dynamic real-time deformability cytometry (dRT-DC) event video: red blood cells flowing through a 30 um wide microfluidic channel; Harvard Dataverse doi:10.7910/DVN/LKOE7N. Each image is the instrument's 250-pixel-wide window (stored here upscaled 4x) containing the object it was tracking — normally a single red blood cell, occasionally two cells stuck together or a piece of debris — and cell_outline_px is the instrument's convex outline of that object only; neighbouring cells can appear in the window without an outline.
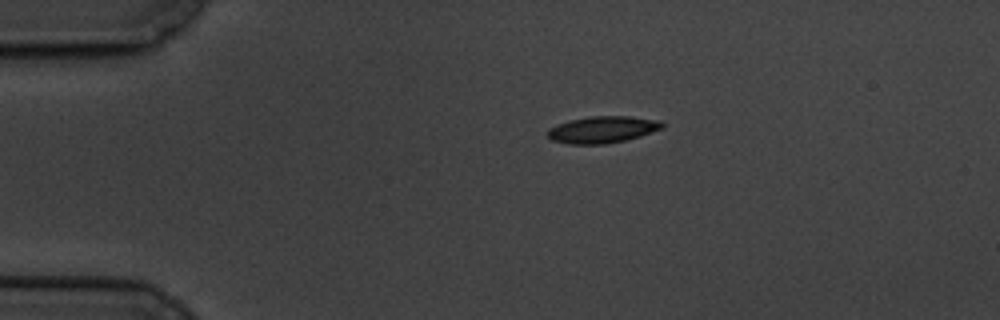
{"species": "common noctule bat (a hibernating species)", "species_latin": "Nyctalus noctula", "temperature_condition": "cold", "stored_images_in_passage": 6, "camera_frame_rate_fps": 3000, "um_per_image_px": 0.085, "animal": {"sex": "male", "body_mass_g": 19.5, "forearm_length_mm": 54.6}, "frame": {"image": 1, "passage_image": 1, "time_ms": 0.0, "image_size_px": [1000, 320], "cell_outline_px": [[664, 128], [640, 136], [624, 140], [604, 144], [568, 144], [552, 140], [548, 136], [548, 128], [556, 124], [568, 120], [592, 116], [628, 116], [660, 120], [664, 124]], "centroid_in_image_um": [51.21, 11.01], "position_along_channel_um": 33.8, "area_um2": 17.92}}
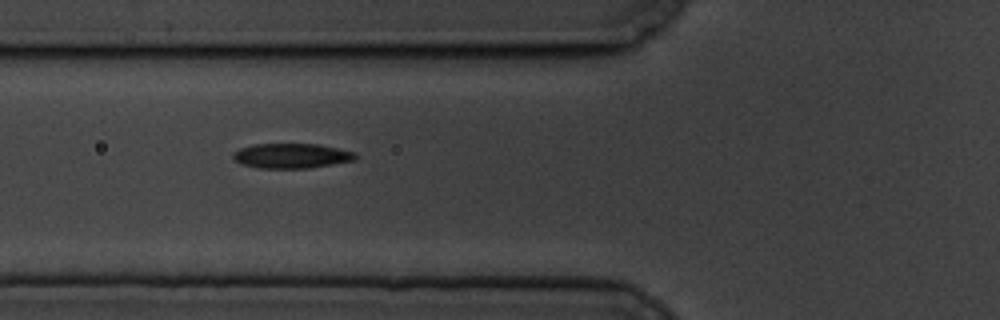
{"frame": {"image": 2, "passage_image": 4, "time_ms": 3.333, "image_size_px": [1000, 320], "cell_outline_px": [[356, 160], [308, 168], [256, 168], [240, 164], [232, 156], [240, 148], [252, 144], [320, 144], [356, 152]], "centroid_in_image_um": [24.79, 13.24], "position_along_channel_um": 101.0, "area_um2": 17.74}}
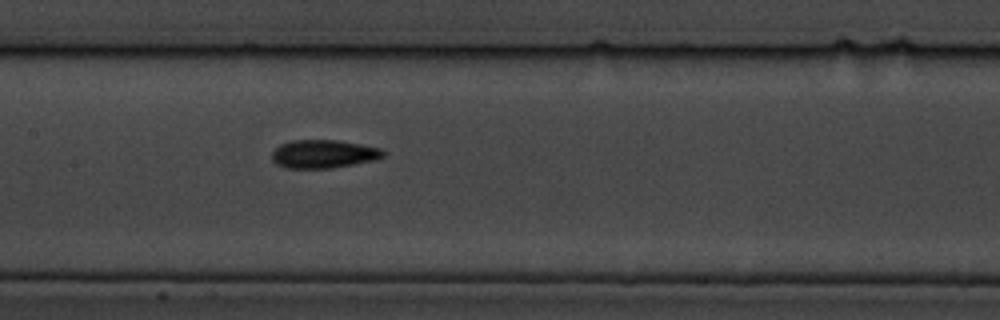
{"frame": {"image": 3, "passage_image": 6, "time_ms": 5.667, "image_size_px": [1000, 320], "cell_outline_px": [[384, 156], [376, 160], [332, 168], [284, 168], [276, 164], [272, 160], [272, 152], [280, 144], [292, 140], [336, 140], [380, 148], [384, 152]], "centroid_in_image_um": [27.47, 13.09], "position_along_channel_um": 179.9, "area_um2": 18.32}}